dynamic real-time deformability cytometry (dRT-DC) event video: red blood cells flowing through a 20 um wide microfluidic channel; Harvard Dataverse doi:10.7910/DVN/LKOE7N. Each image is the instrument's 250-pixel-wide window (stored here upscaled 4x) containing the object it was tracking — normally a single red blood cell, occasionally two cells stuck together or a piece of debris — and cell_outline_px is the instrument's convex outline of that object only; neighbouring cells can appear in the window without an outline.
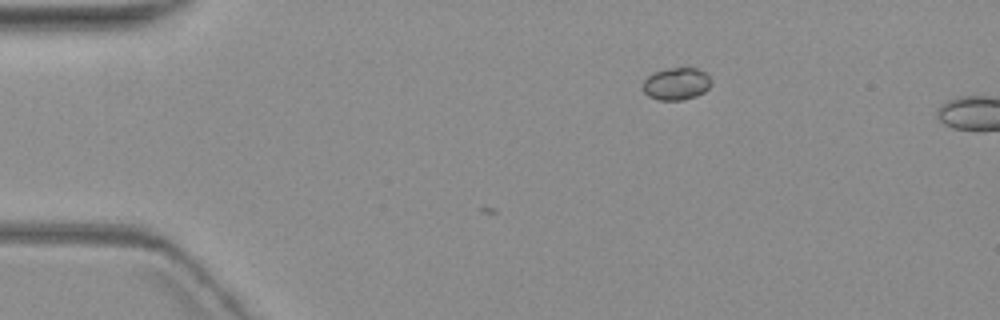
{"species": "common noctule bat (a hibernating species)", "species_latin": "Nyctalus noctula", "temperature_condition": "warm", "stored_images_in_passage": 3, "camera_frame_rate_fps": 3000, "um_per_image_px": 0.085, "animal": {"sex": "female", "body_mass_g": 19.3, "forearm_length_mm": 54.1}, "frame": {"image": 1, "passage_image": 1, "time_ms": 0.0, "image_size_px": [1000, 320], "cell_outline_px": [[708, 88], [704, 92], [696, 96], [680, 100], [660, 100], [648, 96], [644, 92], [644, 80], [648, 76], [656, 72], [668, 68], [696, 68], [704, 72], [708, 76]], "centroid_in_image_um": [57.46, 7.13], "position_along_channel_um": 27.5, "area_um2": 12.48}}